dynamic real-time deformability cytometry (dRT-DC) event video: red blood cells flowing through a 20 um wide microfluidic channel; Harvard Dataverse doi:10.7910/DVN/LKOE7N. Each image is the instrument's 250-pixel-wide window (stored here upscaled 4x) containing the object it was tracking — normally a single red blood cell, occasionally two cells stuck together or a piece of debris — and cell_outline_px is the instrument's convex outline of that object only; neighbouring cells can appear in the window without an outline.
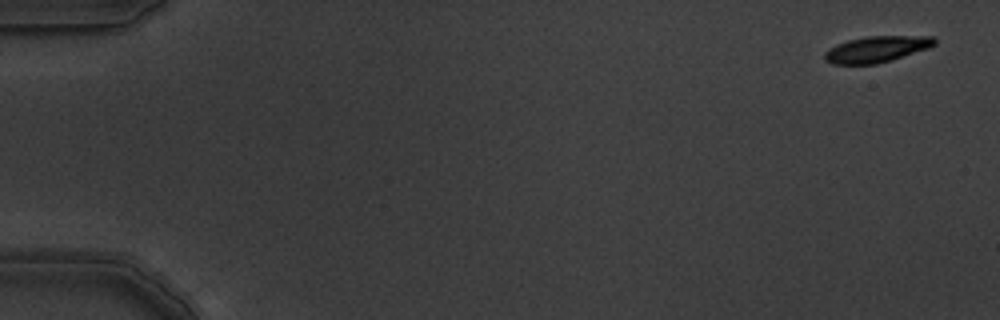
{"species": "common noctule bat (a hibernating species)", "species_latin": "Nyctalus noctula", "temperature_condition": "warm", "stored_images_in_passage": 5, "camera_frame_rate_fps": 3000, "um_per_image_px": 0.085, "animal": {"sex": "male", "body_mass_g": 19.5, "forearm_length_mm": 54.6}, "frame": {"image": 1, "passage_image": 1, "time_ms": 0.0, "image_size_px": [1000, 320], "cell_outline_px": [[936, 44], [928, 48], [892, 60], [876, 64], [832, 64], [824, 60], [824, 52], [836, 44], [848, 40], [868, 36], [932, 36], [936, 40]], "centroid_in_image_um": [74.5, 4.18], "position_along_channel_um": 10.5, "area_um2": 16.76}}
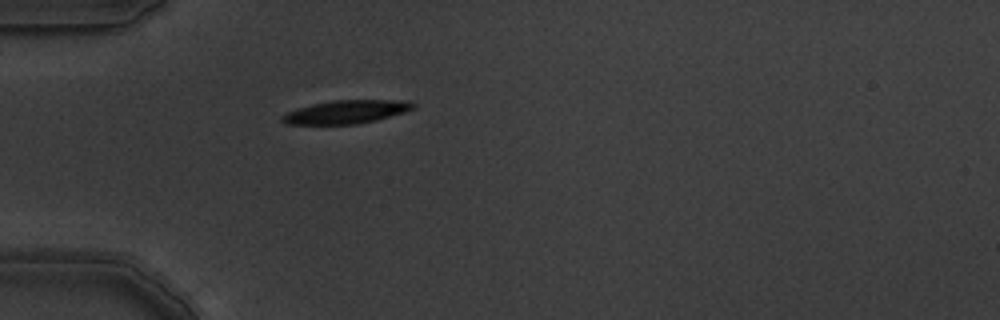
{"frame": {"image": 2, "passage_image": 5, "time_ms": 1.333, "image_size_px": [1000, 320], "cell_outline_px": [[416, 108], [404, 112], [376, 120], [356, 124], [288, 124], [280, 120], [280, 116], [288, 112], [312, 104], [332, 100], [412, 100], [416, 104]], "centroid_in_image_um": [29.48, 9.5], "position_along_channel_um": 55.5, "area_um2": 17.8}}